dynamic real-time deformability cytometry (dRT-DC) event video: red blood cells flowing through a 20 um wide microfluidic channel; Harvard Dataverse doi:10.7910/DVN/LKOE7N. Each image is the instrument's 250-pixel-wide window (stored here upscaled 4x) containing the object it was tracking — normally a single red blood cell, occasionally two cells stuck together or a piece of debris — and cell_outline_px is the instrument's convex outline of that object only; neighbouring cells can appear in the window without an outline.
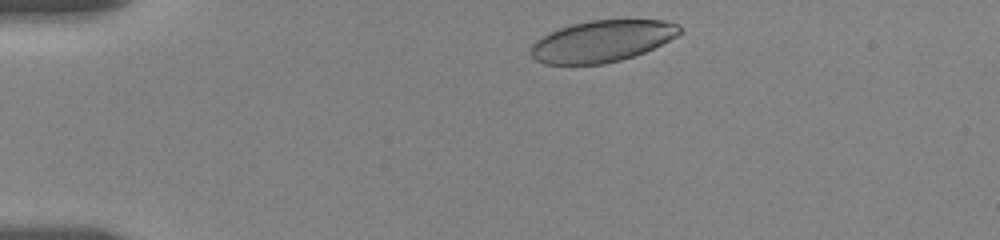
{"species": "human", "species_latin": "Homo sapiens", "temperature_condition": "room temperature", "stored_images_in_passage": 58, "camera_frame_rate_fps": 3000, "um_per_image_px": 0.085, "donor": {"sex": "female"}, "frame": {"image": 1, "passage_image": 2, "time_ms": 0.333, "image_size_px": [1000, 240], "cell_outline_px": [[680, 32], [676, 36], [644, 52], [620, 60], [604, 64], [544, 64], [536, 60], [532, 56], [532, 44], [536, 40], [560, 28], [572, 24], [588, 20], [664, 20], [676, 24], [680, 28]], "centroid_in_image_um": [51.16, 3.5], "position_along_channel_um": 33.8, "area_um2": 35.49}}
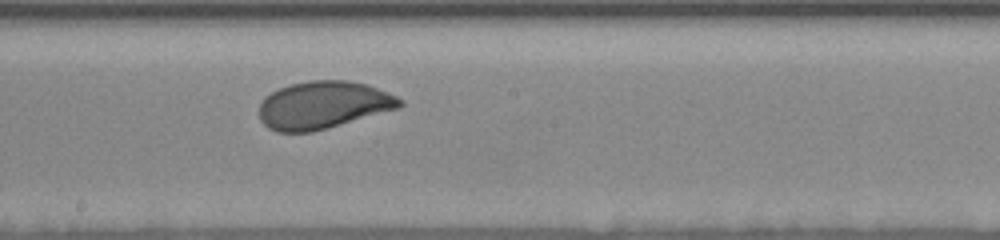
{"frame": {"image": 2, "passage_image": 28, "time_ms": 7.333, "image_size_px": [1000, 240], "cell_outline_px": [[404, 104], [400, 108], [328, 128], [312, 132], [276, 132], [268, 128], [260, 120], [260, 104], [272, 92], [280, 88], [292, 84], [312, 80], [348, 80], [368, 84], [388, 92], [404, 100]], "centroid_in_image_um": [27.52, 8.93], "position_along_channel_um": 220.7, "area_um2": 39.02}}
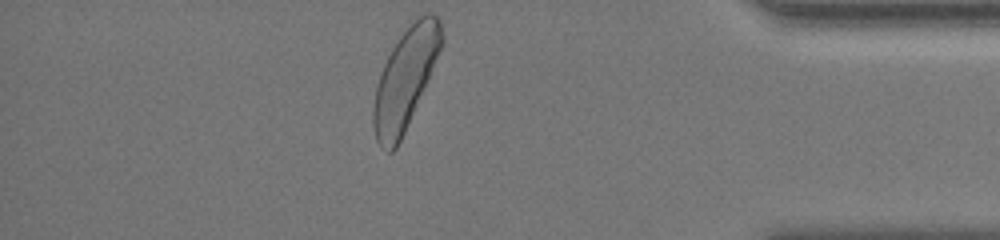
{"frame": {"image": 3, "passage_image": 57, "time_ms": 13.333, "image_size_px": [1000, 240], "cell_outline_px": [[444, 40], [428, 80], [404, 132], [396, 148], [392, 152], [388, 152], [380, 148], [376, 140], [372, 124], [372, 108], [376, 88], [384, 64], [392, 48], [400, 36], [416, 16], [428, 12], [432, 12], [440, 20], [444, 36]], "centroid_in_image_um": [34.44, 6.69], "position_along_channel_um": 400.8, "area_um2": 39.59}, "authors_computed_cell_mechanics": {"area_um2": 38.5815, "velocity_mm_per_s": 3.49, "shape_relaxation_time_tau1_ms": 2.3506, "shape_relaxation_time_tau2_ms": null, "deformation_change_tau1": 0.1324, "deformation_change_tau2": null}}